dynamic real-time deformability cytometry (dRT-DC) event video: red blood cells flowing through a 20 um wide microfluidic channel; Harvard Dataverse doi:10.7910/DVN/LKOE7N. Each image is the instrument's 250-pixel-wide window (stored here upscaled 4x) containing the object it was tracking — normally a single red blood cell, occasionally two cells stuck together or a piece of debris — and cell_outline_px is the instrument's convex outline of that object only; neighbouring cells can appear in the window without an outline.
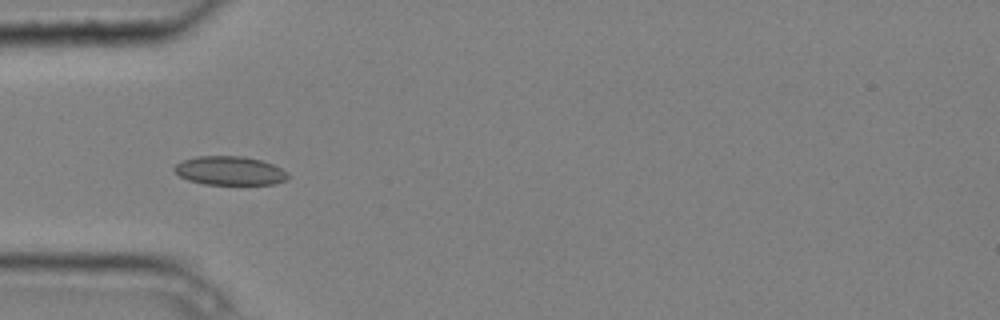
{"species": "common noctule bat (a hibernating species)", "species_latin": "Nyctalus noctula", "temperature_condition": "cold", "stored_images_in_passage": 4, "camera_frame_rate_fps": 3000, "um_per_image_px": 0.085, "animal": {"sex": "male", "body_mass_g": 20.4}, "frame": {"image": 1, "passage_image": 4, "time_ms": 1.0, "image_size_px": [1000, 320], "cell_outline_px": [[288, 180], [276, 184], [204, 184], [188, 180], [180, 176], [172, 168], [176, 164], [184, 160], [196, 156], [240, 156], [260, 160], [272, 164], [288, 172]], "centroid_in_image_um": [19.54, 14.51], "position_along_channel_um": 65.5, "area_um2": 19.02}}